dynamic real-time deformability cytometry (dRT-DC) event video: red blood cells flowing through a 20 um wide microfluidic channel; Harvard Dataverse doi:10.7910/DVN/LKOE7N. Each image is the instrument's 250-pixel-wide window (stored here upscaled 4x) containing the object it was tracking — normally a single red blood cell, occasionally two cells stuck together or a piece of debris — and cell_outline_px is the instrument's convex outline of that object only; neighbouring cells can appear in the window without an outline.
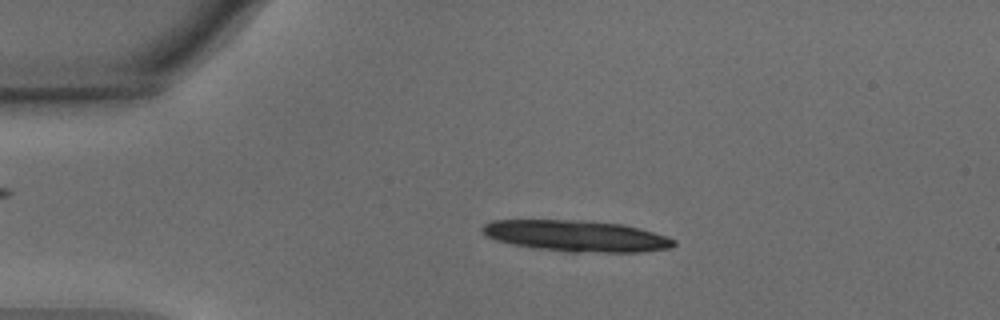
{"species": "common noctule bat (a hibernating species)", "species_latin": "Nyctalus noctula", "temperature_condition": "warm", "stored_images_in_passage": 24, "camera_frame_rate_fps": 3000, "um_per_image_px": 0.085, "animal": {"sex": "male", "body_mass_g": 15.6}, "frame": {"image": 1, "passage_image": 11, "time_ms": 3.333, "image_size_px": [1000, 320], "cell_outline_px": [[676, 244], [672, 248], [640, 252], [568, 252], [532, 248], [512, 244], [496, 240], [484, 236], [480, 228], [484, 224], [492, 220], [584, 220], [624, 224], [640, 228], [668, 236], [676, 240]], "centroid_in_image_um": [49.0, 20.05], "position_along_channel_um": 36.0, "area_um2": 35.32}}